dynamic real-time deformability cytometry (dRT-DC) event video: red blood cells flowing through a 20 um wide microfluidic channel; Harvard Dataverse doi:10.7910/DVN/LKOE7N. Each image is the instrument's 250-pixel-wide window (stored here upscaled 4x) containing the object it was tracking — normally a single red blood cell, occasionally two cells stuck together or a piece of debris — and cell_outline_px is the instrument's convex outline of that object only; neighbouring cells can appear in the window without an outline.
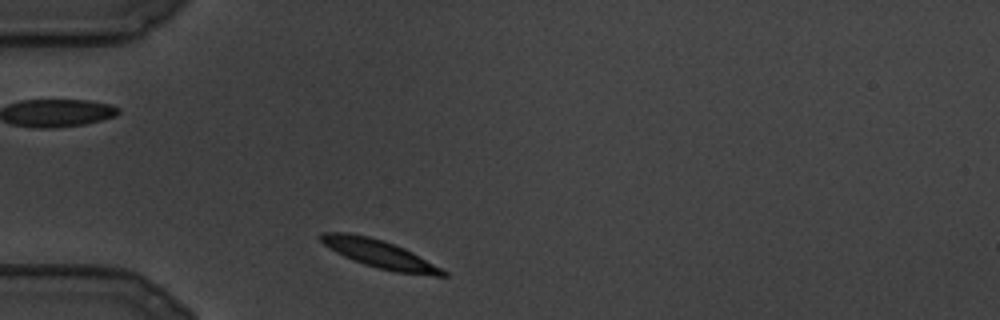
{"species": "common noctule bat (a hibernating species)", "species_latin": "Nyctalus noctula", "temperature_condition": "cold", "stored_images_in_passage": 83, "camera_frame_rate_fps": 3000, "um_per_image_px": 0.085, "animal": {"sex": "male", "body_mass_g": 19.5, "forearm_length_mm": 54.6}, "frame": {"image": 1, "passage_image": 2, "time_ms": 0.333, "image_size_px": [1000, 320], "cell_outline_px": [[448, 276], [436, 276], [396, 272], [376, 268], [364, 264], [344, 256], [336, 252], [324, 244], [316, 236], [320, 232], [348, 232], [368, 236], [384, 240], [404, 248], [412, 252], [448, 272]], "centroid_in_image_um": [32.22, 21.57], "position_along_channel_um": 52.8, "area_um2": 19.94}}
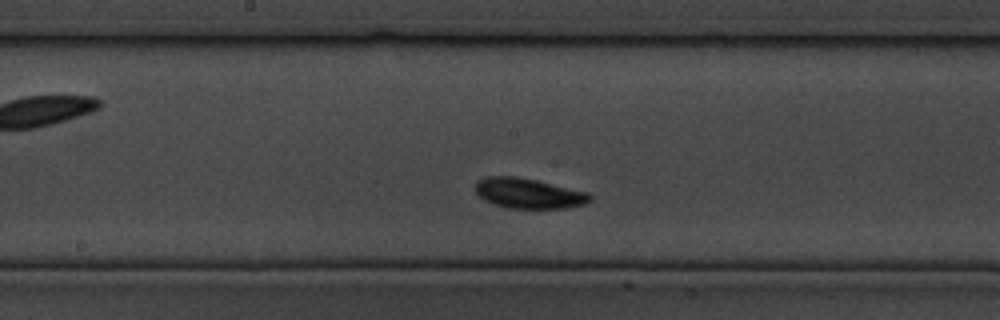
{"frame": {"image": 2, "passage_image": 30, "time_ms": 9.667, "image_size_px": [1000, 320], "cell_outline_px": [[592, 200], [584, 204], [568, 208], [508, 208], [492, 204], [484, 200], [476, 192], [476, 180], [484, 176], [516, 176], [536, 180], [588, 192], [592, 196]], "centroid_in_image_um": [44.92, 16.43], "position_along_channel_um": 203.3, "area_um2": 20.29}}
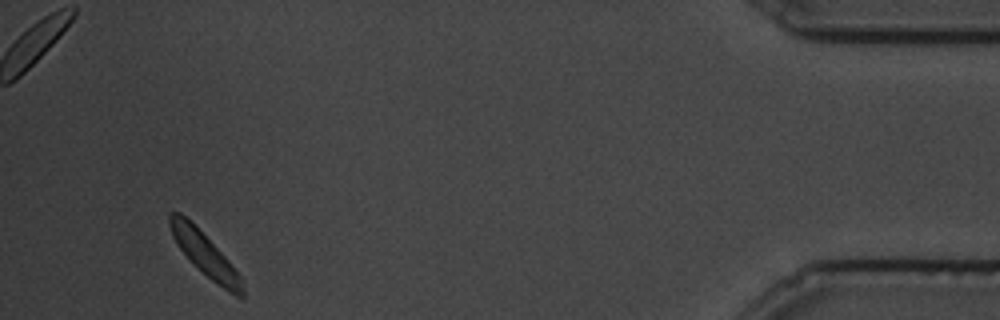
{"frame": {"image": 3, "passage_image": 77, "time_ms": 25.333, "image_size_px": [1000, 320], "cell_outline_px": [[244, 296], [236, 296], [212, 280], [176, 244], [172, 236], [168, 224], [168, 212], [180, 212], [228, 260], [240, 276], [244, 288]], "centroid_in_image_um": [17.39, 21.59], "position_along_channel_um": 417.8, "area_um2": 17.17}}